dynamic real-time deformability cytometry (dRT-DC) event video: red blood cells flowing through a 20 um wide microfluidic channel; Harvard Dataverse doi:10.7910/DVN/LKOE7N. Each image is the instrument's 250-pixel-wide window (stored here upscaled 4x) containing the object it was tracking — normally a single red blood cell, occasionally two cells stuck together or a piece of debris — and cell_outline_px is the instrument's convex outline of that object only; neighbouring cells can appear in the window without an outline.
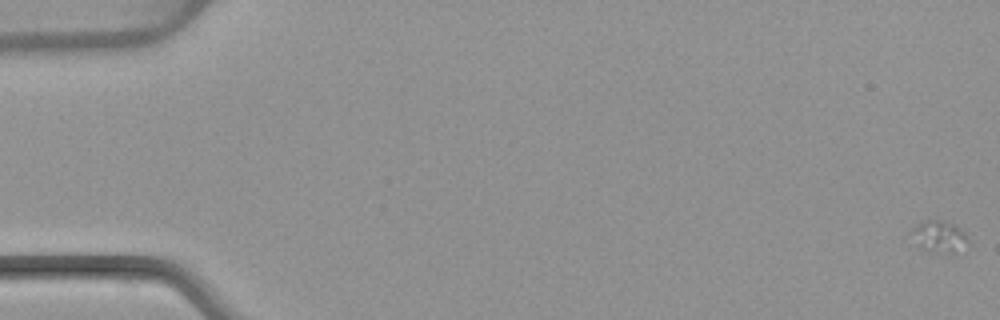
{"species": "common noctule bat (a hibernating species)", "species_latin": "Nyctalus noctula", "temperature_condition": "warm", "stored_images_in_passage": 6, "camera_frame_rate_fps": 3000, "um_per_image_px": 0.085, "animal": {"sex": "female", "body_mass_g": 22.7, "forearm_length_mm": 54.2}, "frame": {"image": 1, "passage_image": 1, "time_ms": 0.0, "image_size_px": [1000, 320], "cell_outline_px": [[968, 240], [952, 256], [920, 248], [908, 232], [912, 228], [924, 220], [936, 220], [952, 224], [964, 232]], "centroid_in_image_um": [79.77, 20.13], "position_along_channel_um": 5.2, "area_um2": 10.35}}